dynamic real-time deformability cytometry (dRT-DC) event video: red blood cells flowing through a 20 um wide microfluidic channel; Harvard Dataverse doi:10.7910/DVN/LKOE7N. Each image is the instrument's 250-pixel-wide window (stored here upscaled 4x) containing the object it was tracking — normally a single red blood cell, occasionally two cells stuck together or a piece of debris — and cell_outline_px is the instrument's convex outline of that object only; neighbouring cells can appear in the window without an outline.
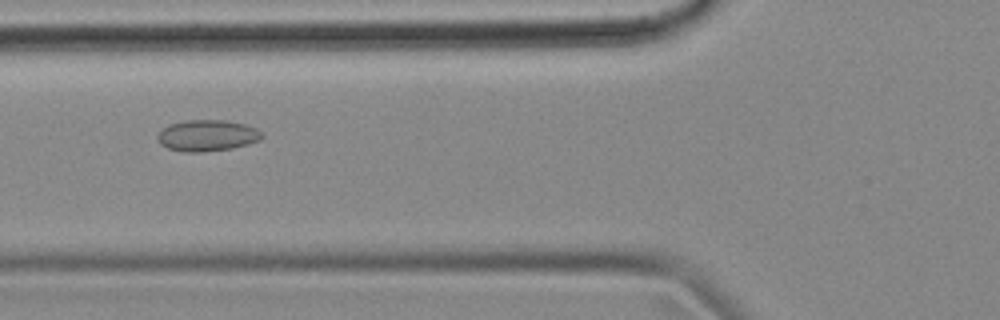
{"species": "common noctule bat (a hibernating species)", "species_latin": "Nyctalus noctula", "temperature_condition": "cold", "stored_images_in_passage": 52, "camera_frame_rate_fps": 3000, "um_per_image_px": 0.085, "animal": {"sex": "female", "body_mass_g": 18.4}, "frame": {"image": 1, "passage_image": 18, "time_ms": 5.667, "image_size_px": [1000, 320], "cell_outline_px": [[264, 136], [260, 140], [248, 144], [232, 148], [200, 152], [184, 152], [168, 148], [160, 144], [156, 140], [156, 136], [168, 124], [184, 120], [224, 120], [244, 124], [256, 128], [264, 132]], "centroid_in_image_um": [17.61, 11.51], "position_along_channel_um": 108.2, "area_um2": 19.19}}
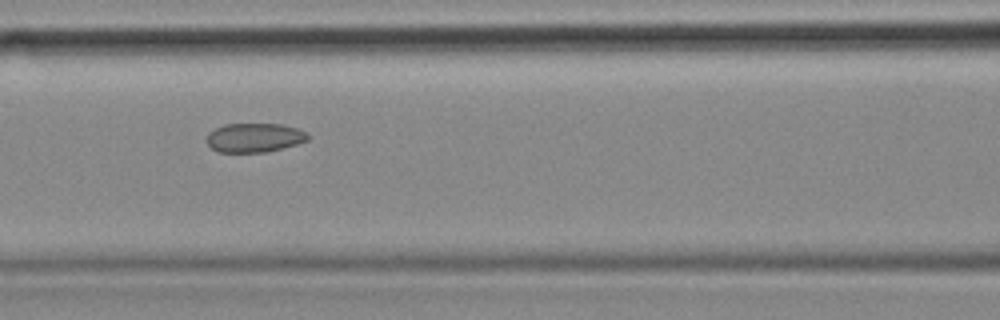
{"frame": {"image": 2, "passage_image": 21, "time_ms": 6.667, "image_size_px": [1000, 320], "cell_outline_px": [[312, 136], [308, 140], [296, 144], [264, 152], [220, 152], [212, 148], [208, 144], [208, 132], [224, 124], [280, 124], [296, 128], [308, 132]], "centroid_in_image_um": [21.66, 11.69], "position_along_channel_um": 144.9, "area_um2": 17.05}}
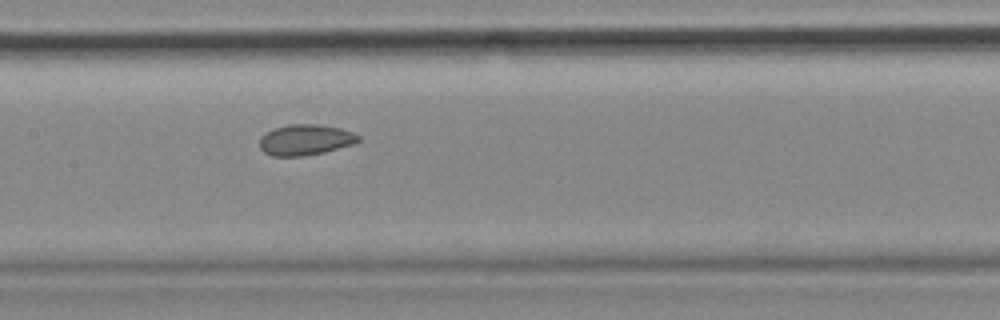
{"frame": {"image": 3, "passage_image": 24, "time_ms": 7.667, "image_size_px": [1000, 320], "cell_outline_px": [[360, 140], [356, 144], [324, 152], [304, 156], [272, 156], [264, 152], [260, 148], [260, 136], [276, 128], [288, 124], [320, 124], [340, 128], [352, 132], [360, 136]], "centroid_in_image_um": [25.99, 11.89], "position_along_channel_um": 181.4, "area_um2": 17.8}, "authors_computed_cell_mechanics": {"area_um2": 18.3804, "velocity_mm_per_s": 3.6591, "shape_relaxation_time_tau1_ms": null, "shape_relaxation_time_tau2_ms": 1.5238, "deformation_change_tau1": null, "deformation_change_tau2": 0.0579}}